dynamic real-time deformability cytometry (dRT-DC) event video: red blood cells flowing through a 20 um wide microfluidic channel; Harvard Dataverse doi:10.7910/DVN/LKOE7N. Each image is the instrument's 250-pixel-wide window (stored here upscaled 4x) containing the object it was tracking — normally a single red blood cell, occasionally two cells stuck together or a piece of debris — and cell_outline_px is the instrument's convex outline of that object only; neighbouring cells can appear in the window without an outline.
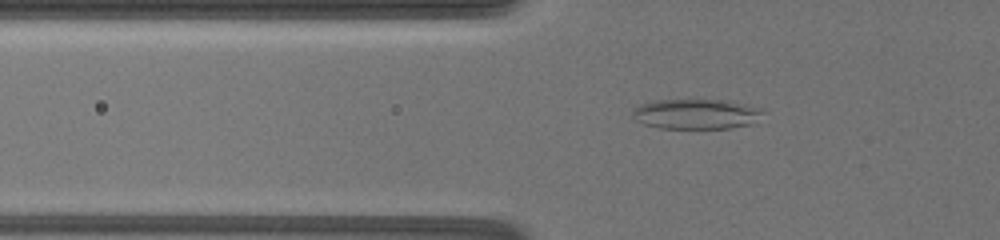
{"species": "common noctule bat (a hibernating species)", "species_latin": "Nyctalus noctula", "temperature_condition": "warm", "stored_images_in_passage": 27, "camera_frame_rate_fps": 3000, "um_per_image_px": 0.085, "animal": {"sex": "female", "body_mass_g": 19.5, "forearm_length_mm": 54.1}, "frame": {"image": 1, "passage_image": 4, "time_ms": 0.667, "image_size_px": [1000, 240], "cell_outline_px": [[764, 112], [748, 124], [732, 128], [660, 128], [644, 124], [636, 120], [632, 116], [632, 112], [640, 104], [656, 100], [732, 100], [764, 108]], "centroid_in_image_um": [59.18, 9.67], "position_along_channel_um": 66.6, "area_um2": 22.83}}
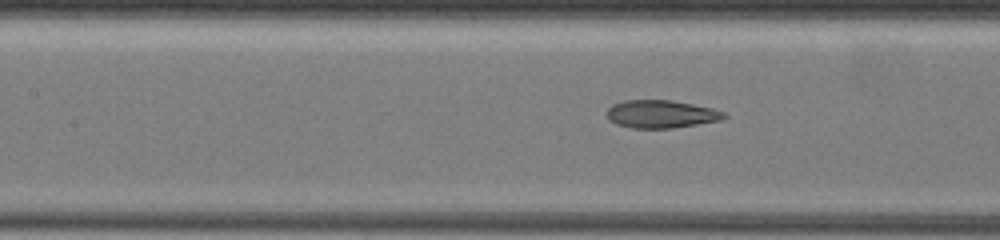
{"frame": {"image": 2, "passage_image": 19, "time_ms": 3.333, "image_size_px": [1000, 240], "cell_outline_px": [[728, 116], [720, 120], [672, 128], [632, 128], [616, 124], [608, 120], [608, 108], [612, 104], [624, 100], [672, 100], [712, 108], [724, 112]], "centroid_in_image_um": [56.17, 9.69], "position_along_channel_um": 151.2, "area_um2": 18.96}}
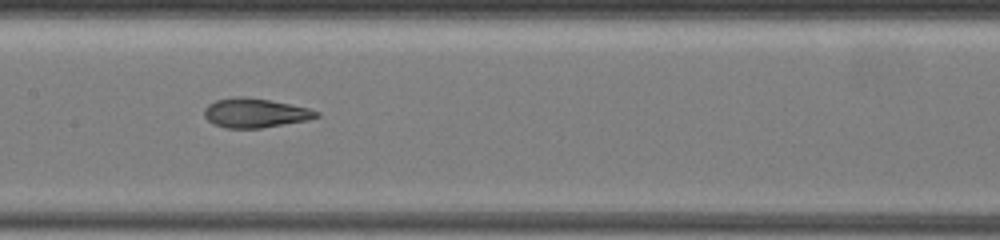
{"frame": {"image": 3, "passage_image": 26, "time_ms": 4.333, "image_size_px": [1000, 240], "cell_outline_px": [[320, 116], [308, 120], [260, 128], [224, 128], [208, 120], [204, 116], [204, 108], [208, 104], [216, 100], [236, 96], [240, 96], [268, 100], [308, 108], [320, 112]], "centroid_in_image_um": [21.67, 9.6], "position_along_channel_um": 185.7, "area_um2": 18.96}}